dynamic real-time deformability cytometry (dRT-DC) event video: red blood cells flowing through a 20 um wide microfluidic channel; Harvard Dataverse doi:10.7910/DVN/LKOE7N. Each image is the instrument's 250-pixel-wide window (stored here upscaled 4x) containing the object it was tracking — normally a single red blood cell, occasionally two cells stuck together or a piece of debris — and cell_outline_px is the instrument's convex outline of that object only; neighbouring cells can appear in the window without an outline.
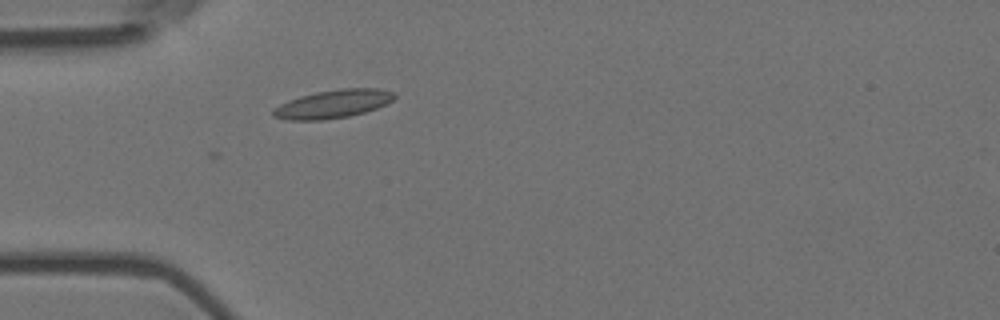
{"species": "Egyptian fruit bat (a non-hibernating species)", "species_latin": "Rousettus aegyptiacus", "temperature_condition": "room temperature", "stored_images_in_passage": 4, "camera_frame_rate_fps": 3000, "um_per_image_px": 0.085, "animal": {"sex": "female"}, "frame": {"image": 1, "passage_image": 3, "time_ms": 0.667, "image_size_px": [1000, 320], "cell_outline_px": [[396, 96], [392, 100], [376, 108], [364, 112], [348, 116], [324, 120], [284, 120], [272, 116], [272, 112], [280, 104], [288, 100], [300, 96], [316, 92], [340, 88], [380, 88], [396, 92]], "centroid_in_image_um": [28.31, 8.83], "position_along_channel_um": 56.7, "area_um2": 20.0}}